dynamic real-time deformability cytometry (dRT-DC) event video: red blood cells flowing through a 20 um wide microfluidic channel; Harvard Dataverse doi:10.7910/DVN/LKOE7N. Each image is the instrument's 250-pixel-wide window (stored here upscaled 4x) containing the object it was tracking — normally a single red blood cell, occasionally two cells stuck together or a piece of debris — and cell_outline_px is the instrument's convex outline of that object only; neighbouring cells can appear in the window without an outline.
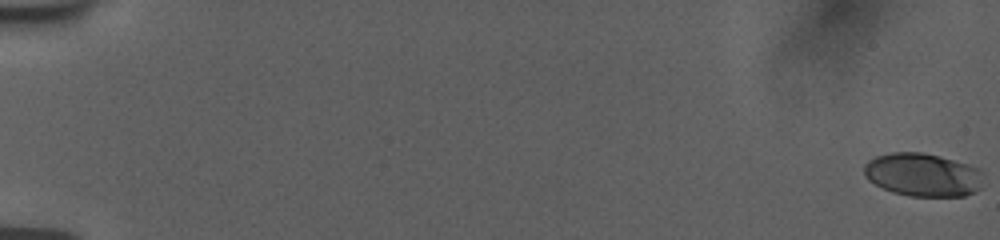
{"species": "human", "species_latin": "Homo sapiens", "temperature_condition": "room temperature", "stored_images_in_passage": 57, "camera_frame_rate_fps": 3000, "um_per_image_px": 0.085, "donor": {"sex": "female"}, "frame": {"image": 1, "passage_image": 1, "time_ms": 0.0, "image_size_px": [1000, 240], "cell_outline_px": [[984, 172], [980, 188], [964, 196], [908, 196], [892, 192], [868, 180], [864, 176], [864, 164], [868, 160], [876, 156], [892, 152], [920, 152], [940, 156], [968, 164], [980, 168]], "centroid_in_image_um": [78.44, 14.85], "position_along_channel_um": 6.6, "area_um2": 30.23}}
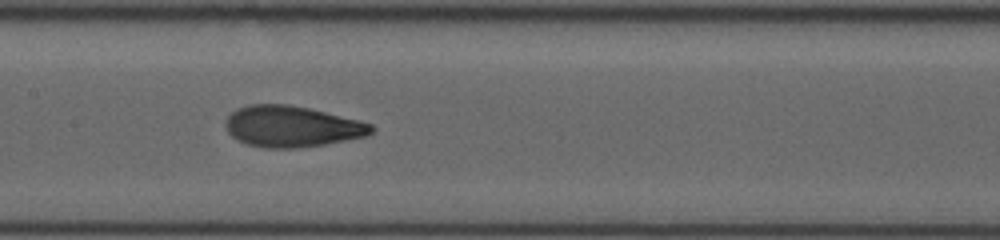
{"frame": {"image": 2, "passage_image": 31, "time_ms": 10.0, "image_size_px": [1000, 240], "cell_outline_px": [[376, 128], [368, 136], [324, 144], [296, 148], [264, 148], [248, 144], [236, 140], [228, 132], [224, 124], [228, 116], [236, 108], [248, 104], [288, 104], [308, 108], [360, 120], [372, 124]], "centroid_in_image_um": [24.8, 10.75], "position_along_channel_um": 182.6, "area_um2": 35.08}}
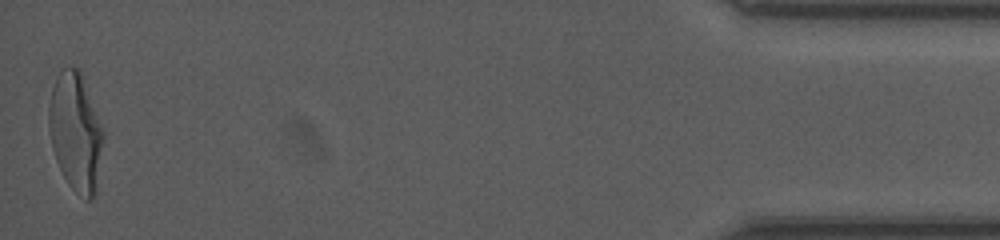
{"frame": {"image": 3, "passage_image": 57, "time_ms": 18.667, "image_size_px": [1000, 240], "cell_outline_px": [[104, 136], [96, 192], [92, 200], [84, 200], [68, 184], [56, 160], [52, 148], [48, 124], [48, 108], [52, 88], [56, 76], [64, 68], [76, 68], [80, 72], [104, 132]], "centroid_in_image_um": [6.42, 11.27], "position_along_channel_um": 428.8, "area_um2": 37.22}, "authors_computed_cell_mechanics": {"area_um2": 33.9864, "velocity_mm_per_s": 3.7738, "shape_relaxation_time_tau1_ms": 5.5563, "shape_relaxation_time_tau2_ms": 1.2759, "deformation_change_tau1": 0.2267, "deformation_change_tau2": 0.0756}}